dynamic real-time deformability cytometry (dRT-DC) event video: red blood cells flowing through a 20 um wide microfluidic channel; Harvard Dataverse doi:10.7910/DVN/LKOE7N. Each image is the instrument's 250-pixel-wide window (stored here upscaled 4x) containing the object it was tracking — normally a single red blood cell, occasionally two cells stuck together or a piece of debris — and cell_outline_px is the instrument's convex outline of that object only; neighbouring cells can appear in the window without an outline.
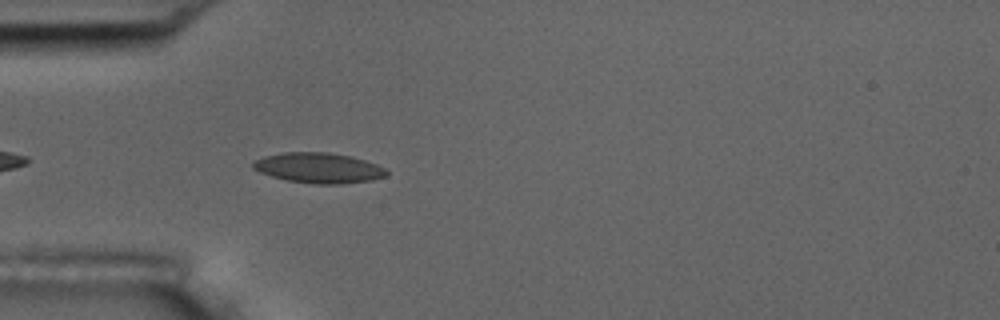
{"species": "common noctule bat (a hibernating species)", "species_latin": "Nyctalus noctula", "temperature_condition": "room temperature", "stored_images_in_passage": 24, "camera_frame_rate_fps": 3000, "um_per_image_px": 0.085, "animal": {"sex": "male", "body_mass_g": 17.5, "forearm_length_mm": 52.3}, "frame": {"image": 1, "passage_image": 4, "time_ms": 1.0, "image_size_px": [1000, 320], "cell_outline_px": [[388, 176], [372, 180], [340, 184], [312, 184], [288, 180], [272, 176], [260, 172], [252, 168], [252, 164], [256, 160], [264, 156], [284, 152], [328, 152], [352, 156], [376, 164], [384, 168], [388, 172]], "centroid_in_image_um": [27.1, 14.27], "position_along_channel_um": 57.9, "area_um2": 23.58}}
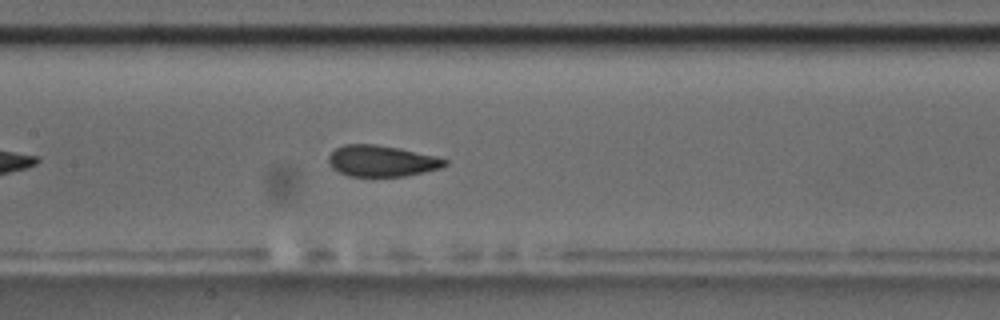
{"frame": {"image": 2, "passage_image": 14, "time_ms": 4.333, "image_size_px": [1000, 320], "cell_outline_px": [[448, 164], [440, 168], [424, 172], [404, 176], [348, 176], [332, 168], [328, 160], [328, 156], [336, 148], [344, 144], [376, 144], [436, 156], [448, 160]], "centroid_in_image_um": [32.43, 13.68], "position_along_channel_um": 175.0, "area_um2": 20.98}}
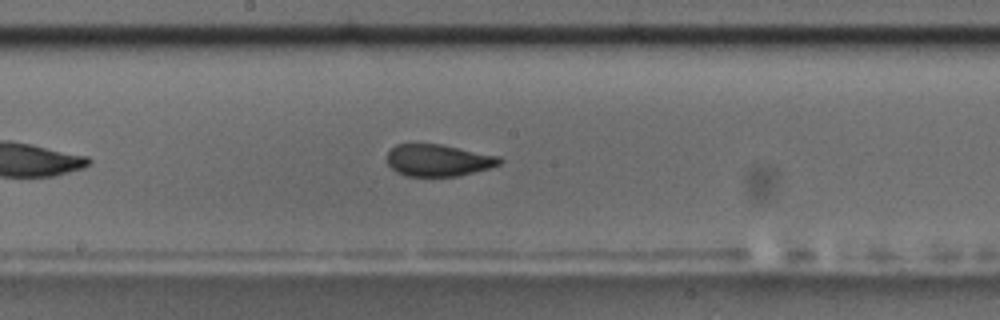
{"frame": {"image": 3, "passage_image": 17, "time_ms": 5.333, "image_size_px": [1000, 320], "cell_outline_px": [[504, 160], [500, 164], [492, 168], [460, 176], [404, 176], [396, 172], [388, 164], [388, 152], [396, 144], [440, 144], [500, 156]], "centroid_in_image_um": [37.3, 13.63], "position_along_channel_um": 210.9, "area_um2": 21.1}}